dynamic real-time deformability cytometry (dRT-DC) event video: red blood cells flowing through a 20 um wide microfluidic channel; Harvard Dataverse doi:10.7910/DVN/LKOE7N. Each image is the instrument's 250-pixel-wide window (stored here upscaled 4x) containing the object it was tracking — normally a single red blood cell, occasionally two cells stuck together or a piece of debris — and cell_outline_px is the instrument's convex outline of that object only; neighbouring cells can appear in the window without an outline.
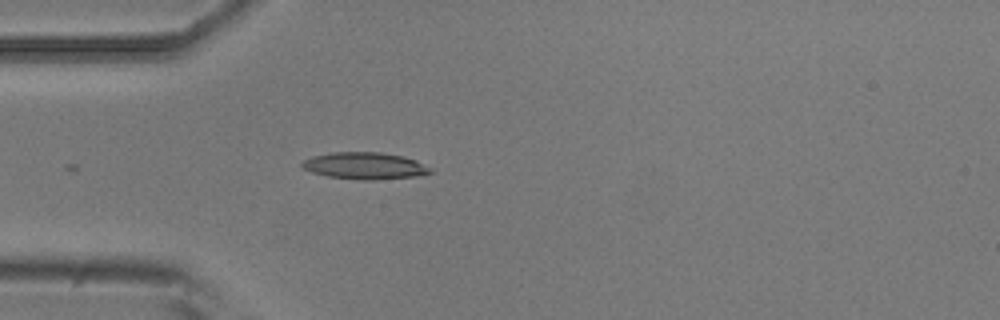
{"species": "common noctule bat (a hibernating species)", "species_latin": "Nyctalus noctula", "temperature_condition": "room temperature", "stored_images_in_passage": 6, "camera_frame_rate_fps": 3000, "um_per_image_px": 0.085, "animal": {"sex": "male", "body_mass_g": 20.5, "forearm_length_mm": 52.5}, "frame": {"image": 1, "passage_image": 1, "time_ms": 0.0, "image_size_px": [1000, 320], "cell_outline_px": [[432, 172], [412, 176], [372, 180], [364, 180], [328, 176], [312, 172], [304, 168], [300, 164], [304, 160], [312, 156], [332, 152], [380, 152], [404, 156], [416, 160], [432, 168]], "centroid_in_image_um": [31.0, 14.08], "position_along_channel_um": 54.0, "area_um2": 19.88}}
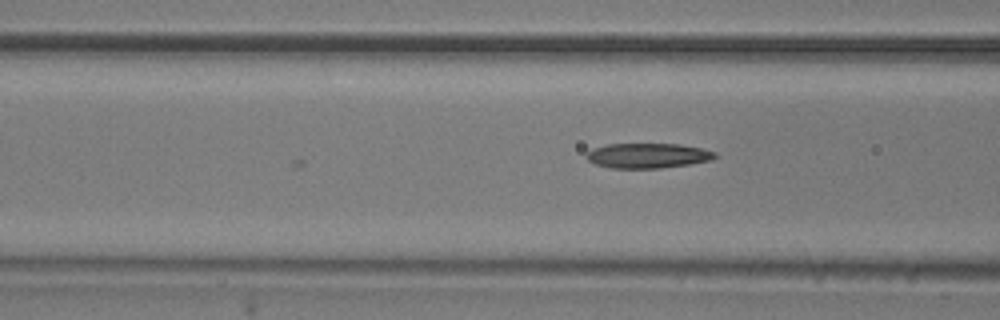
{"frame": {"image": 2, "passage_image": 6, "time_ms": 1.667, "image_size_px": [1000, 320], "cell_outline_px": [[716, 156], [708, 160], [688, 164], [660, 168], [612, 168], [596, 164], [588, 160], [584, 156], [592, 148], [604, 144], [680, 144], [700, 148], [716, 152]], "centroid_in_image_um": [55.0, 13.22], "position_along_channel_um": 111.6, "area_um2": 18.55}}